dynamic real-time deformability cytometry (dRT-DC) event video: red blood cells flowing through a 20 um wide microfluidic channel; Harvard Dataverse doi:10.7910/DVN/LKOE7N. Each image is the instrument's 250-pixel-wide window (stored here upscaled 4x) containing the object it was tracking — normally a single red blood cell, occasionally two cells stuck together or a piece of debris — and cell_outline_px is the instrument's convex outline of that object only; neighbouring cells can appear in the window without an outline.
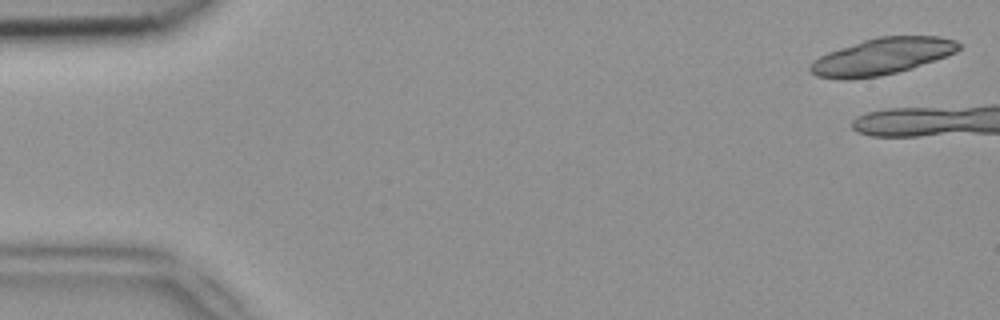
{"species": "common noctule bat (a hibernating species)", "species_latin": "Nyctalus noctula", "temperature_condition": "room temperature", "stored_images_in_passage": 5, "camera_frame_rate_fps": 3000, "um_per_image_px": 0.085, "animal": {"sex": "female", "body_mass_g": 18.4}, "frame": {"image": 1, "passage_image": 1, "time_ms": 0.0, "image_size_px": [1000, 320], "cell_outline_px": [[964, 44], [956, 52], [912, 68], [880, 76], [848, 80], [840, 80], [816, 76], [808, 68], [812, 60], [828, 52], [864, 40], [880, 36], [940, 36], [956, 40]], "centroid_in_image_um": [74.96, 4.8], "position_along_channel_um": 10.0, "area_um2": 31.73}}